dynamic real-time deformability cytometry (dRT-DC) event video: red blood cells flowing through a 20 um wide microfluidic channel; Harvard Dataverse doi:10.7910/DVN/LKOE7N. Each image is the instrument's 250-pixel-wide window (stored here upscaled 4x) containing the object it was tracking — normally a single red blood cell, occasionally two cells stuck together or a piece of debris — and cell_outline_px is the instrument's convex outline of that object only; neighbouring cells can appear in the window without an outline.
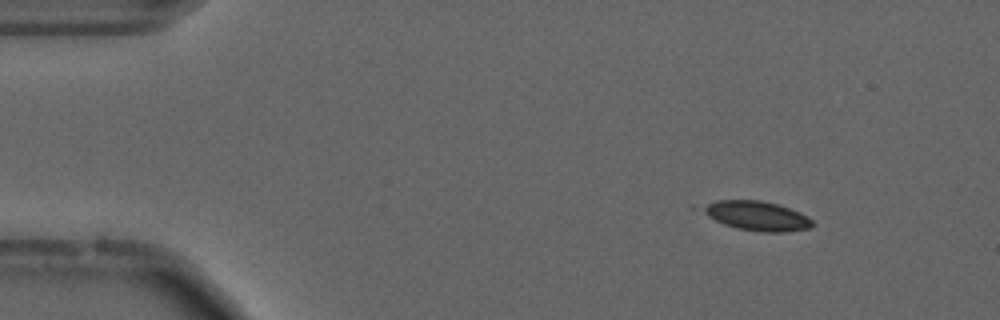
{"species": "common noctule bat (a hibernating species)", "species_latin": "Nyctalus noctula", "temperature_condition": "cold", "stored_images_in_passage": 24, "camera_frame_rate_fps": 3000, "um_per_image_px": 0.085, "animal": {"sex": "male", "forearm_length_mm": 52.5}, "frame": {"image": 1, "passage_image": 7, "time_ms": 2.0, "image_size_px": [1000, 320], "cell_outline_px": [[816, 224], [812, 228], [784, 232], [760, 232], [736, 228], [724, 224], [692, 208], [692, 204], [716, 200], [760, 200], [776, 204], [800, 212], [808, 216]], "centroid_in_image_um": [64.19, 18.32], "position_along_channel_um": 20.8, "area_um2": 19.59}}